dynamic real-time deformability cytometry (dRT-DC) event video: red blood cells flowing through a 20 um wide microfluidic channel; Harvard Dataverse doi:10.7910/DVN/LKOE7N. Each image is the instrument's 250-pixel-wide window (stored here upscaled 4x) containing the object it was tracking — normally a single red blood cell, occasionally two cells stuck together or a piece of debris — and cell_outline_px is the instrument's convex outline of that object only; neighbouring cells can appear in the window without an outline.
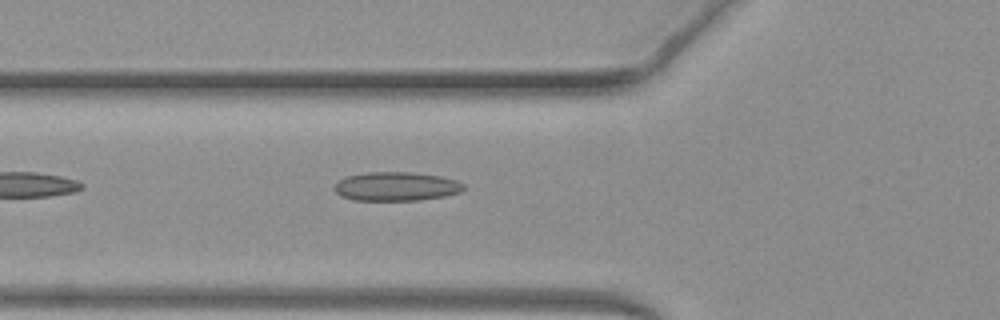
{"species": "common noctule bat (a hibernating species)", "species_latin": "Nyctalus noctula", "temperature_condition": "warm", "stored_images_in_passage": 34, "camera_frame_rate_fps": 3000, "um_per_image_px": 0.085, "animal": {"sex": "female", "body_mass_g": 19.3, "forearm_length_mm": 54.1}, "frame": {"image": 1, "passage_image": 2, "time_ms": 0.333, "image_size_px": [1000, 320], "cell_outline_px": [[464, 188], [460, 192], [444, 196], [420, 200], [352, 200], [340, 196], [332, 188], [344, 176], [368, 172], [412, 172], [440, 176], [456, 180], [464, 184]], "centroid_in_image_um": [33.65, 15.84], "position_along_channel_um": 92.2, "area_um2": 21.85}}
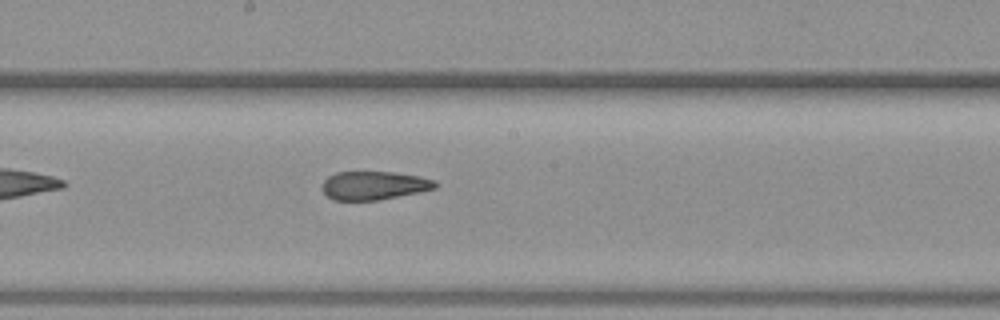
{"frame": {"image": 2, "passage_image": 11, "time_ms": 3.333, "image_size_px": [1000, 320], "cell_outline_px": [[440, 184], [436, 188], [420, 192], [380, 200], [332, 200], [324, 192], [324, 180], [328, 176], [336, 172], [396, 172], [420, 176], [436, 180]], "centroid_in_image_um": [31.86, 15.76], "position_along_channel_um": 216.3, "area_um2": 18.9}}
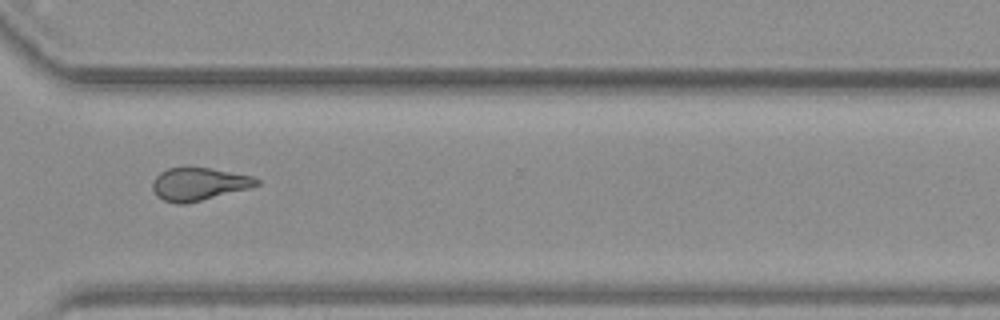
{"frame": {"image": 3, "passage_image": 21, "time_ms": 6.667, "image_size_px": [1000, 320], "cell_outline_px": [[260, 184], [248, 188], [188, 204], [176, 204], [164, 200], [156, 196], [152, 188], [152, 180], [160, 172], [168, 168], [208, 168], [252, 176], [260, 180]], "centroid_in_image_um": [16.86, 15.66], "position_along_channel_um": 353.7, "area_um2": 19.77}}